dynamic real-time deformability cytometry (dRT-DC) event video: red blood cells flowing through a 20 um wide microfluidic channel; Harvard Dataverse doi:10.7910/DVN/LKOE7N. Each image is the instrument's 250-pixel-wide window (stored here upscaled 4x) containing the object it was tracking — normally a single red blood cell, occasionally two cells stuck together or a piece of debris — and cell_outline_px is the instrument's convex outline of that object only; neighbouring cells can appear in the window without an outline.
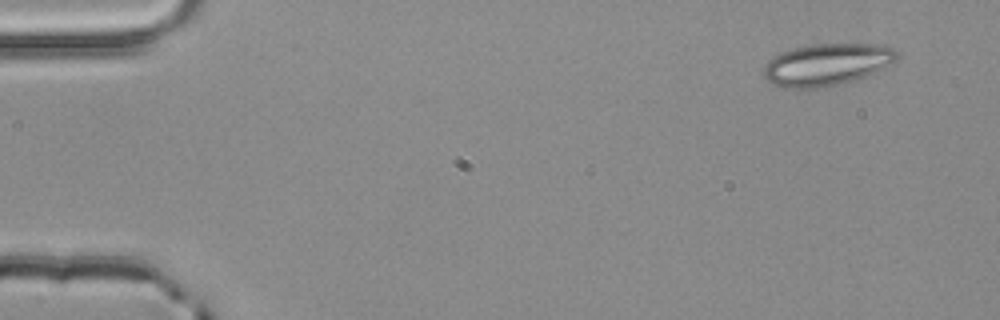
{"species": "common noctule bat (a hibernating species)", "species_latin": "Nyctalus noctula", "temperature_condition": "room temperature", "stored_images_in_passage": 4, "segment_of_instrument_passage": [1, 2], "camera_frame_rate_fps": 3000, "um_per_image_px": 0.085, "animal": {"sex": "male", "body_mass_g": 20.4}, "frame": {"image": 1, "passage_image": 1, "time_ms": 0.0, "image_size_px": [1000, 320], "cell_outline_px": [[900, 56], [896, 60], [864, 76], [852, 80], [820, 88], [788, 88], [776, 84], [768, 80], [764, 76], [764, 68], [768, 60], [772, 56], [792, 48], [812, 44], [884, 44], [900, 52]], "centroid_in_image_um": [70.28, 5.46], "position_along_channel_um": 14.7, "area_um2": 32.25}}
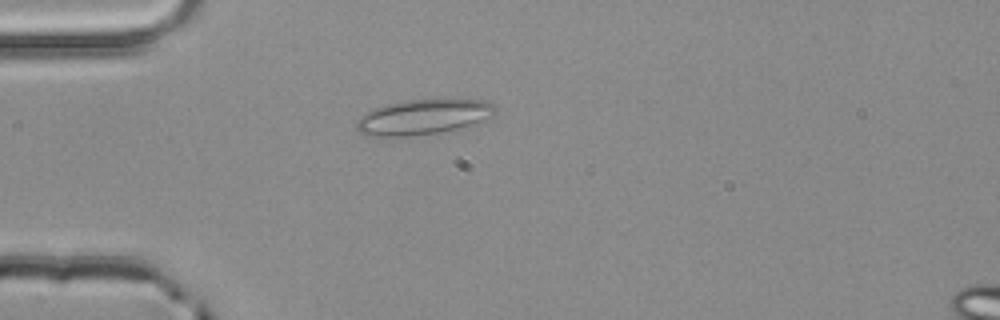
{"frame": {"image": 2, "passage_image": 3, "time_ms": 0.667, "image_size_px": [1000, 320], "cell_outline_px": [[496, 112], [488, 116], [468, 124], [456, 128], [436, 132], [404, 136], [368, 136], [360, 132], [356, 128], [356, 120], [364, 112], [372, 108], [388, 104], [408, 100], [484, 100], [492, 104], [496, 108]], "centroid_in_image_um": [35.84, 9.93], "position_along_channel_um": 49.2, "area_um2": 27.57}}